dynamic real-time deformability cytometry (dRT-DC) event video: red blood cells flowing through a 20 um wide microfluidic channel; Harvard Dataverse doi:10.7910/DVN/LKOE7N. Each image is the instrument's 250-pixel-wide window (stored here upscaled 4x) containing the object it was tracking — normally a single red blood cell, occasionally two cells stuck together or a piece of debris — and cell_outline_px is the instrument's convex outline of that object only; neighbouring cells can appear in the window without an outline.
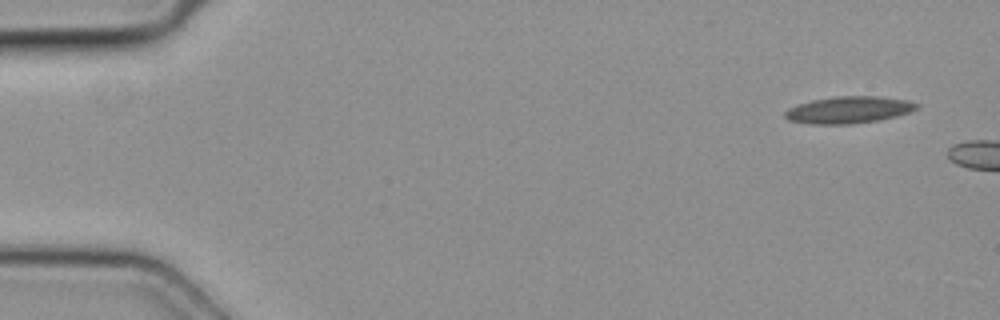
{"species": "common noctule bat (a hibernating species)", "species_latin": "Nyctalus noctula", "temperature_condition": "cold", "stored_images_in_passage": 2, "camera_frame_rate_fps": 3000, "um_per_image_px": 0.085, "animal": {"sex": "female", "body_mass_g": 19.3, "forearm_length_mm": 54.1}, "frame": {"image": 1, "passage_image": 1, "time_ms": 0.0, "image_size_px": [1000, 320], "cell_outline_px": [[920, 108], [896, 116], [876, 120], [848, 124], [812, 124], [788, 120], [784, 116], [784, 112], [788, 108], [812, 100], [836, 96], [880, 96], [908, 100], [920, 104]], "centroid_in_image_um": [72.16, 9.33], "position_along_channel_um": 12.8, "area_um2": 20.58}}